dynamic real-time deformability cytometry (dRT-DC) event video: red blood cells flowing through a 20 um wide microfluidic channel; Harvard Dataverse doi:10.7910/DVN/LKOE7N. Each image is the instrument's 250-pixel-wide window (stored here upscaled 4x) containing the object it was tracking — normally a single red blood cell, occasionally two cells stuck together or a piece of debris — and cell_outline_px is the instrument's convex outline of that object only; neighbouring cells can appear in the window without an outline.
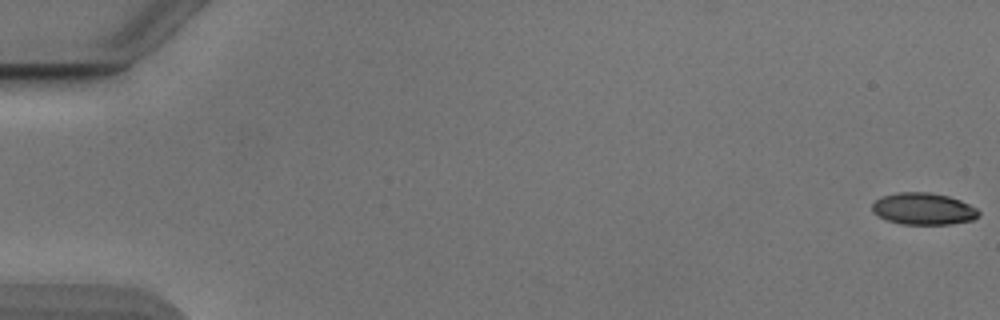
{"species": "Egyptian fruit bat (a non-hibernating species)", "species_latin": "Rousettus aegyptiacus", "temperature_condition": "cold", "stored_images_in_passage": 54, "camera_frame_rate_fps": 3000, "um_per_image_px": 0.085, "animal": {"sex": "male"}, "frame": {"image": 1, "passage_image": 1, "time_ms": 0.0, "image_size_px": [1000, 320], "cell_outline_px": [[980, 216], [972, 220], [952, 224], [900, 224], [888, 220], [872, 212], [872, 204], [876, 200], [884, 196], [900, 192], [928, 192], [948, 196], [960, 200], [976, 208], [980, 212]], "centroid_in_image_um": [78.51, 17.75], "position_along_channel_um": 6.5, "area_um2": 19.65}}
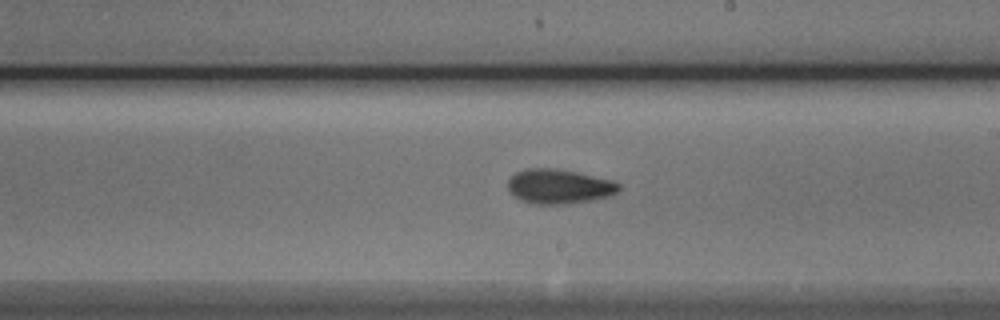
{"frame": {"image": 2, "passage_image": 32, "time_ms": 10.333, "image_size_px": [1000, 320], "cell_outline_px": [[620, 192], [612, 196], [564, 204], [532, 204], [520, 200], [512, 196], [508, 188], [508, 180], [516, 172], [528, 168], [556, 168], [576, 172], [612, 180], [620, 184]], "centroid_in_image_um": [47.51, 15.85], "position_along_channel_um": 241.5, "area_um2": 22.48}}
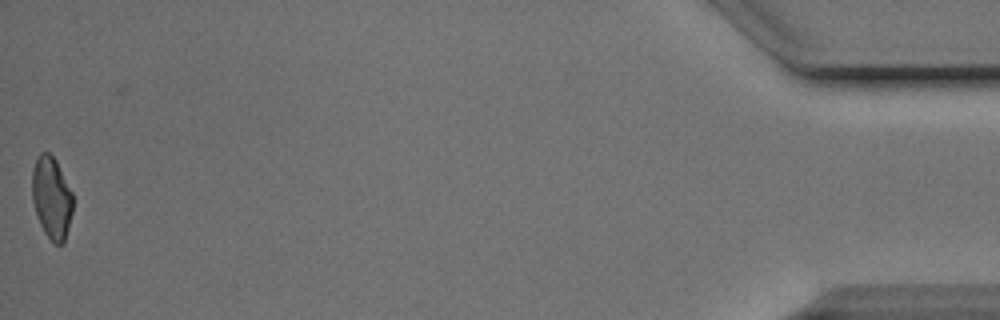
{"frame": {"image": 3, "passage_image": 54, "time_ms": 17.667, "image_size_px": [1000, 320], "cell_outline_px": [[72, 212], [64, 244], [56, 244], [44, 232], [40, 224], [32, 200], [32, 168], [40, 152], [48, 152], [56, 160], [72, 192]], "centroid_in_image_um": [4.38, 16.8], "position_along_channel_um": 430.8, "area_um2": 19.36}, "authors_computed_cell_mechanics": {"area_um2": 20.8658, "velocity_mm_per_s": 3.8722, "shape_relaxation_time_tau1_ms": 4.3186, "shape_relaxation_time_tau2_ms": 3.3822, "deformation_change_tau1": 0.144, "deformation_change_tau2": 0.0828}}